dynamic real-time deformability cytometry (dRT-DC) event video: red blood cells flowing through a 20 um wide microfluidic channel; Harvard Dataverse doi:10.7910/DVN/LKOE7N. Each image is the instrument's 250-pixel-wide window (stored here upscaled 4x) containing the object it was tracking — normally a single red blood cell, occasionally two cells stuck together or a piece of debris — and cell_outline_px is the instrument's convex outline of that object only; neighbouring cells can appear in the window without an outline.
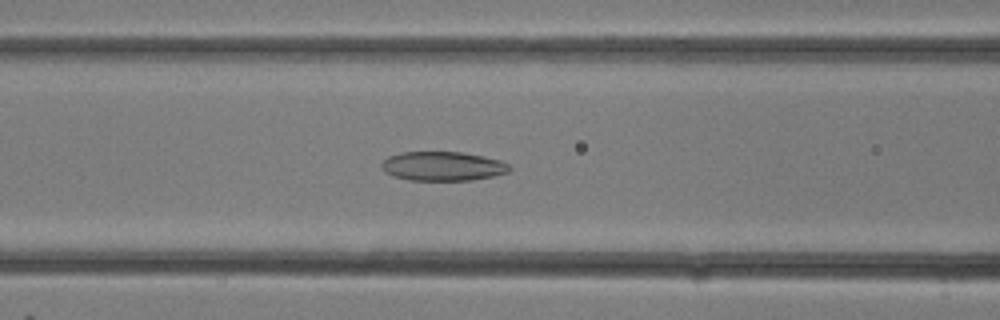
{"species": "common noctule bat (a hibernating species)", "species_latin": "Nyctalus noctula", "temperature_condition": "room temperature", "stored_images_in_passage": 32, "camera_frame_rate_fps": 3000, "um_per_image_px": 0.085, "animal": {"sex": "female"}, "frame": {"image": 1, "passage_image": 14, "time_ms": 4.333, "image_size_px": [1000, 320], "cell_outline_px": [[512, 168], [508, 172], [492, 176], [472, 180], [408, 180], [392, 176], [384, 172], [380, 164], [388, 156], [400, 152], [460, 152], [484, 156], [500, 160], [508, 164]], "centroid_in_image_um": [37.61, 14.12], "position_along_channel_um": 129.0, "area_um2": 21.85}}
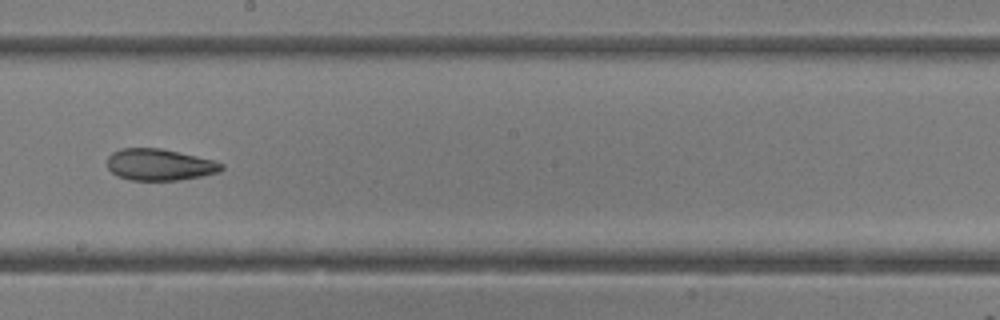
{"frame": {"image": 2, "passage_image": 19, "time_ms": 6.0, "image_size_px": [1000, 320], "cell_outline_px": [[224, 168], [220, 172], [180, 180], [128, 180], [116, 176], [108, 168], [108, 156], [112, 152], [120, 148], [160, 148], [196, 156], [212, 160], [224, 164]], "centroid_in_image_um": [13.54, 14.0], "position_along_channel_um": 234.7, "area_um2": 21.04}}
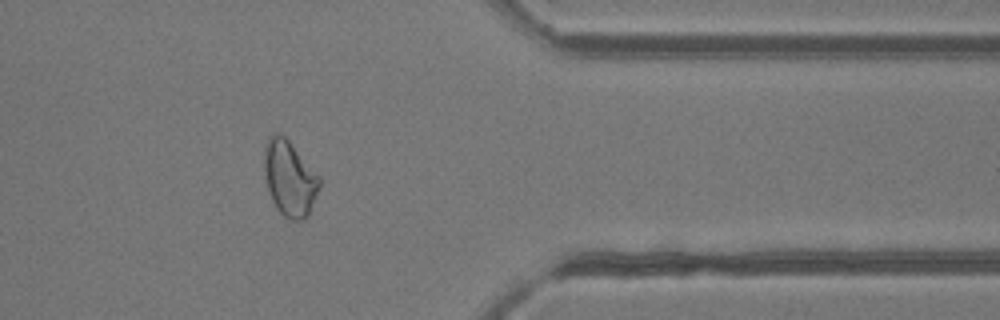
{"frame": {"image": 3, "passage_image": 27, "time_ms": 8.667, "image_size_px": [1000, 320], "cell_outline_px": [[320, 184], [308, 216], [304, 220], [292, 220], [284, 216], [276, 208], [268, 192], [264, 180], [264, 148], [268, 136], [272, 132], [284, 136], [288, 140], [320, 176]], "centroid_in_image_um": [24.58, 15.15], "position_along_channel_um": 386.8, "area_um2": 24.39}}